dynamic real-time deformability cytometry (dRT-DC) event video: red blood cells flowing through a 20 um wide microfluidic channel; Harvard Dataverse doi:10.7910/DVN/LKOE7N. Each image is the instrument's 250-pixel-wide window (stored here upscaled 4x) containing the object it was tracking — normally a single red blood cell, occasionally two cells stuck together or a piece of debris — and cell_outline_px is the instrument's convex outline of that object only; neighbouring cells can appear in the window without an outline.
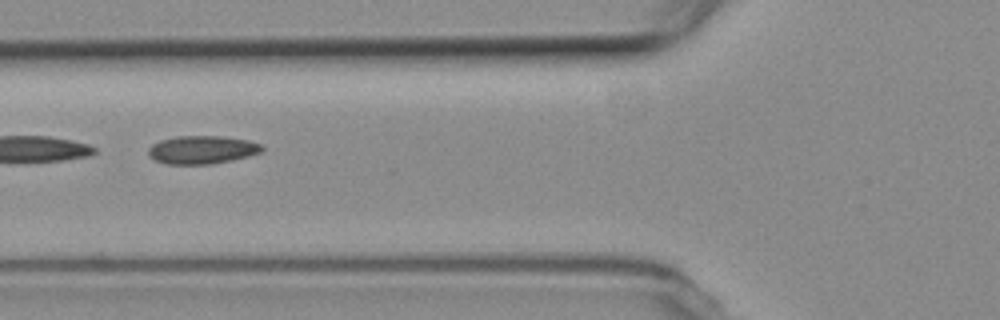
{"species": "common noctule bat (a hibernating species)", "species_latin": "Nyctalus noctula", "temperature_condition": "room temperature", "stored_images_in_passage": 7, "camera_frame_rate_fps": 3000, "um_per_image_px": 0.085, "animal": {"sex": "female", "body_mass_g": 19.3, "forearm_length_mm": 54.1}, "frame": {"image": 1, "passage_image": 3, "time_ms": 3.333, "image_size_px": [1000, 320], "cell_outline_px": [[264, 148], [260, 152], [248, 156], [232, 160], [212, 164], [168, 164], [156, 160], [148, 156], [148, 148], [152, 144], [160, 140], [176, 136], [220, 136], [248, 140], [264, 144]], "centroid_in_image_um": [17.18, 12.72], "position_along_channel_um": 108.6, "area_um2": 18.73}}
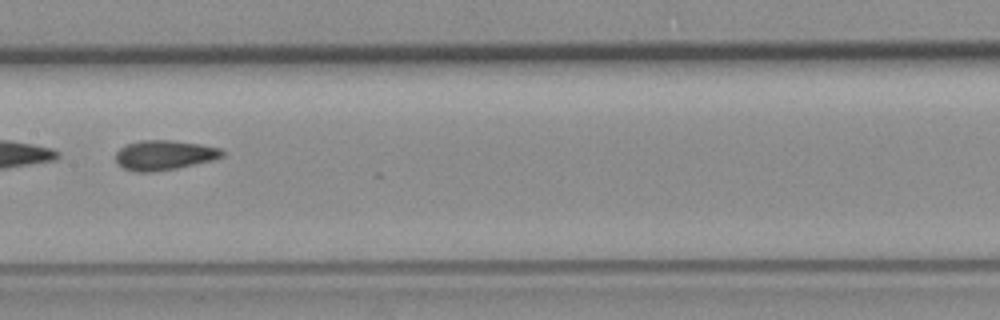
{"frame": {"image": 2, "passage_image": 5, "time_ms": 5.667, "image_size_px": [1000, 320], "cell_outline_px": [[224, 156], [212, 160], [176, 168], [152, 172], [136, 172], [124, 168], [116, 164], [116, 152], [124, 144], [140, 140], [172, 140], [200, 144], [220, 148], [224, 152]], "centroid_in_image_um": [13.92, 13.18], "position_along_channel_um": 193.5, "area_um2": 18.55}}
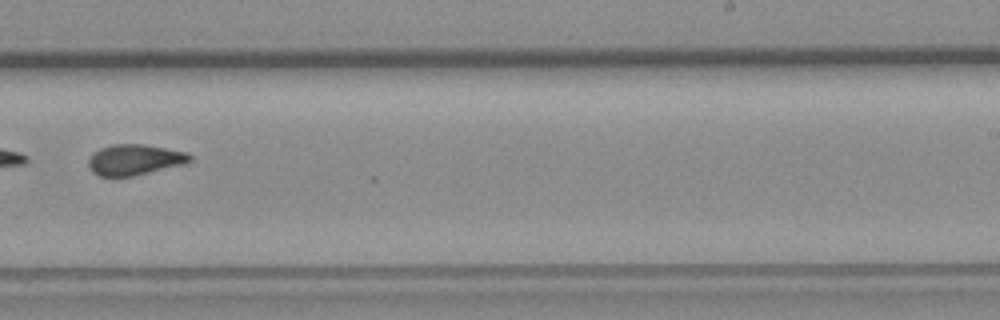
{"frame": {"image": 3, "passage_image": 7, "time_ms": 8.0, "image_size_px": [1000, 320], "cell_outline_px": [[192, 160], [184, 164], [132, 176], [100, 176], [92, 172], [88, 164], [88, 160], [100, 148], [112, 144], [144, 144], [188, 152], [192, 156]], "centroid_in_image_um": [11.47, 13.57], "position_along_channel_um": 277.5, "area_um2": 18.03}}